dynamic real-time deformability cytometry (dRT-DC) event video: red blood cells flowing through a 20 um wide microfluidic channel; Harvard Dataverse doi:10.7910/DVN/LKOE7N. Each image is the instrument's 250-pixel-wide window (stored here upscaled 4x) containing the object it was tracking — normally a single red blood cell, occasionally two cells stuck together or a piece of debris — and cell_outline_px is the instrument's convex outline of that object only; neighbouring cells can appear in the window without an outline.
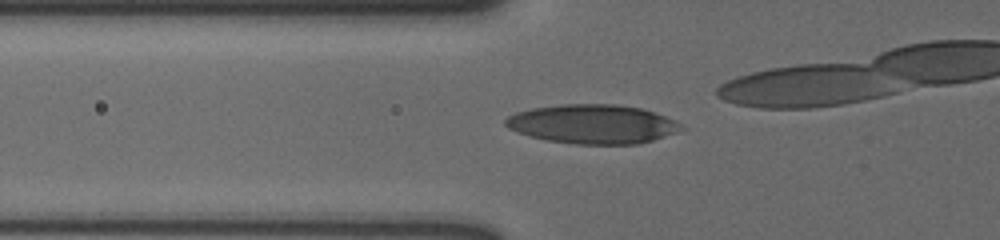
{"species": "human", "species_latin": "Homo sapiens", "temperature_condition": "cold", "stored_images_in_passage": 29, "camera_frame_rate_fps": 3000, "um_per_image_px": 0.085, "donor": {"sex": "male"}, "frame": {"image": 1, "passage_image": 21, "time_ms": 6.667, "image_size_px": [1000, 240], "cell_outline_px": [[688, 128], [652, 140], [636, 144], [576, 144], [544, 140], [508, 128], [504, 124], [504, 120], [508, 116], [516, 112], [532, 108], [564, 104], [616, 104], [640, 108], [676, 120], [684, 124]], "centroid_in_image_um": [50.4, 10.54], "position_along_channel_um": 75.4, "area_um2": 40.0}}